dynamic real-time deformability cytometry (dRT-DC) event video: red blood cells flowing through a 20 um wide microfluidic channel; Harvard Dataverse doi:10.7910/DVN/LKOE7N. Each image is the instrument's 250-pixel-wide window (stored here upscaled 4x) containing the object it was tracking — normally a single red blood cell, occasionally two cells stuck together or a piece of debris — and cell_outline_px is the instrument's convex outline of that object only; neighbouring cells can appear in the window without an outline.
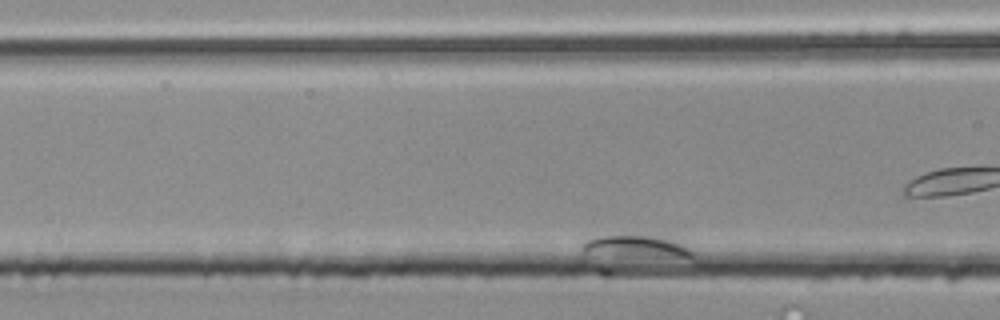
{"species": "common noctule bat (a hibernating species)", "species_latin": "Nyctalus noctula", "temperature_condition": "room temperature", "stored_images_in_passage": 58, "camera_frame_rate_fps": 3000, "um_per_image_px": 0.085, "animal": {"sex": "male", "body_mass_g": 20.4}, "frame": {"image": 1, "passage_image": 11, "time_ms": 3.333, "image_size_px": [1000, 320], "cell_outline_px": [[692, 256], [676, 256], [584, 252], [580, 248], [588, 240], [600, 236], [652, 232], [676, 232], [692, 252]], "centroid_in_image_um": [54.36, 20.78], "position_along_channel_um": 112.2, "area_um2": 14.8}}
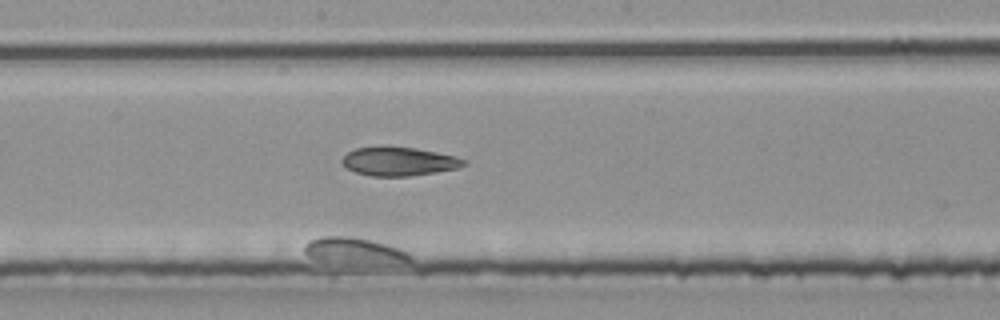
{"frame": {"image": 2, "passage_image": 29, "time_ms": 9.333, "image_size_px": [1000, 320], "cell_outline_px": [[412, 260], [332, 260], [308, 256], [304, 252], [304, 244], [308, 240], [320, 236], [352, 236], [372, 240], [388, 244], [400, 248], [408, 252], [412, 256]], "centroid_in_image_um": [30.01, 21.19], "position_along_channel_um": 218.2, "area_um2": 14.68}}
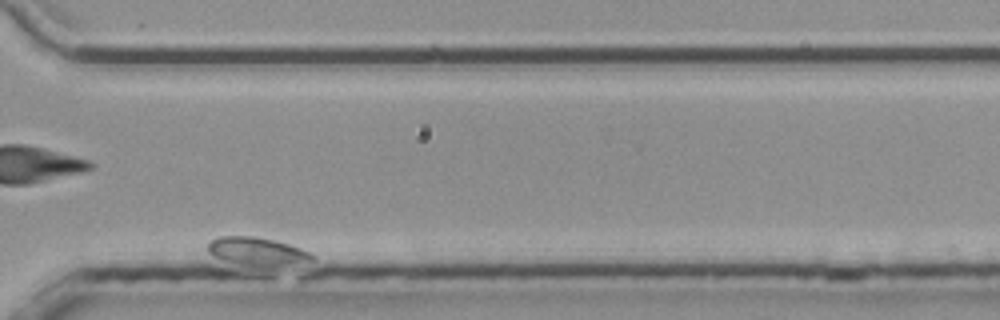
{"frame": {"image": 3, "passage_image": 48, "time_ms": 15.667, "image_size_px": [1000, 320], "cell_outline_px": [[316, 260], [272, 264], [244, 264], [224, 260], [208, 252], [208, 244], [212, 240], [220, 236], [252, 236], [276, 240], [300, 248], [316, 256]], "centroid_in_image_um": [21.82, 21.31], "position_along_channel_um": 348.8, "area_um2": 16.13}}